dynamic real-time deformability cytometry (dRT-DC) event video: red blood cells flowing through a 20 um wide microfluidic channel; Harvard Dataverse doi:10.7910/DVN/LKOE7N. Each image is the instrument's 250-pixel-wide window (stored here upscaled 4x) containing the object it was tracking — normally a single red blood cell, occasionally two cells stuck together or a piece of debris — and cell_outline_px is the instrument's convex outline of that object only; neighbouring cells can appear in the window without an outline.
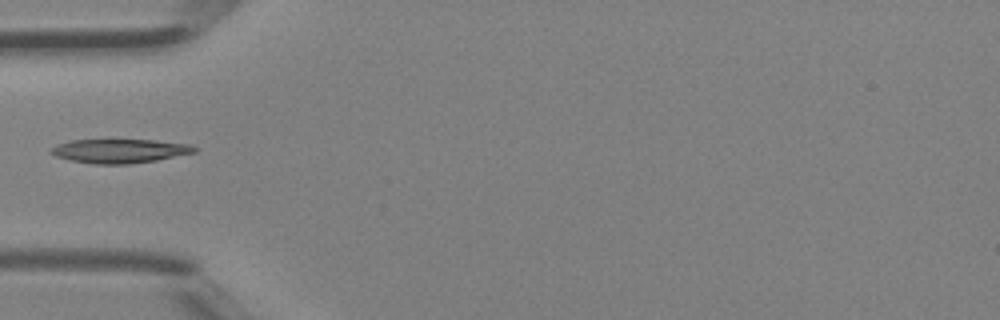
{"species": "Egyptian fruit bat (a non-hibernating species)", "species_latin": "Rousettus aegyptiacus", "temperature_condition": "room temperature", "stored_images_in_passage": 3, "camera_frame_rate_fps": 3000, "um_per_image_px": 0.085, "animal": {"sex": "female"}, "frame": {"image": 1, "passage_image": 3, "time_ms": 0.667, "image_size_px": [1000, 320], "cell_outline_px": [[200, 148], [196, 152], [156, 160], [128, 164], [92, 164], [72, 160], [56, 156], [48, 152], [48, 148], [56, 144], [72, 140], [156, 140], [188, 144]], "centroid_in_image_um": [10.15, 12.83], "position_along_channel_um": 74.8, "area_um2": 20.11}}